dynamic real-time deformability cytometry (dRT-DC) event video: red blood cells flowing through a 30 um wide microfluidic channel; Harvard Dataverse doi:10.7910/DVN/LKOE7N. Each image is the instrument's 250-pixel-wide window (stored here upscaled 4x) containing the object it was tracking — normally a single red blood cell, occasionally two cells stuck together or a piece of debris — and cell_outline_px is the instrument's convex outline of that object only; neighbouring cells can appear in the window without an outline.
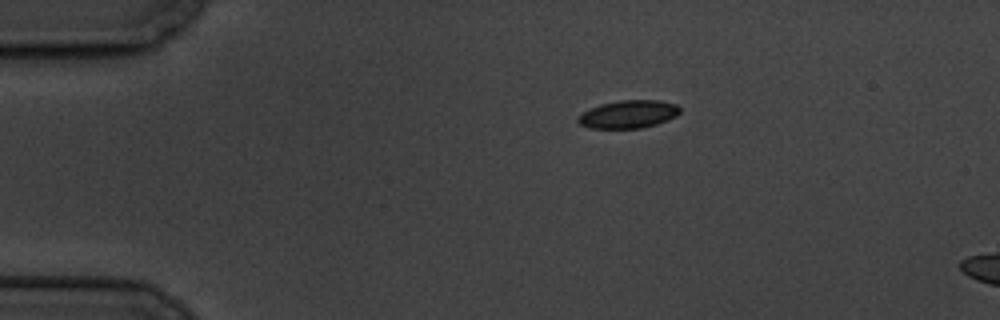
{"species": "common noctule bat (a hibernating species)", "species_latin": "Nyctalus noctula", "temperature_condition": "cold", "stored_images_in_passage": 5, "camera_frame_rate_fps": 3000, "um_per_image_px": 0.085, "animal": {"sex": "male", "body_mass_g": 19.5, "forearm_length_mm": 54.6}, "frame": {"image": 1, "passage_image": 1, "time_ms": 0.0, "image_size_px": [1000, 320], "cell_outline_px": [[680, 112], [676, 116], [668, 120], [656, 124], [640, 128], [588, 128], [580, 124], [576, 120], [576, 116], [600, 104], [620, 100], [660, 100], [676, 104], [680, 108]], "centroid_in_image_um": [53.41, 9.71], "position_along_channel_um": 31.6, "area_um2": 16.59}}
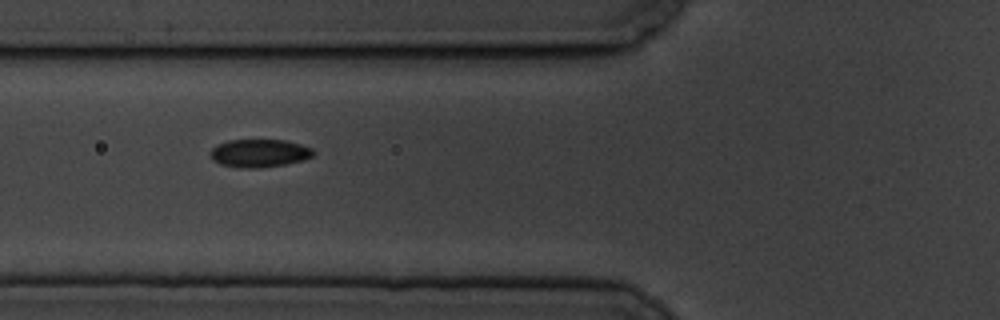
{"frame": {"image": 2, "passage_image": 4, "time_ms": 3.667, "image_size_px": [1000, 320], "cell_outline_px": [[316, 152], [312, 156], [304, 160], [284, 164], [260, 168], [240, 168], [220, 164], [212, 160], [208, 152], [216, 144], [228, 140], [284, 140], [300, 144], [312, 148]], "centroid_in_image_um": [22.01, 13.02], "position_along_channel_um": 103.8, "area_um2": 16.99}}
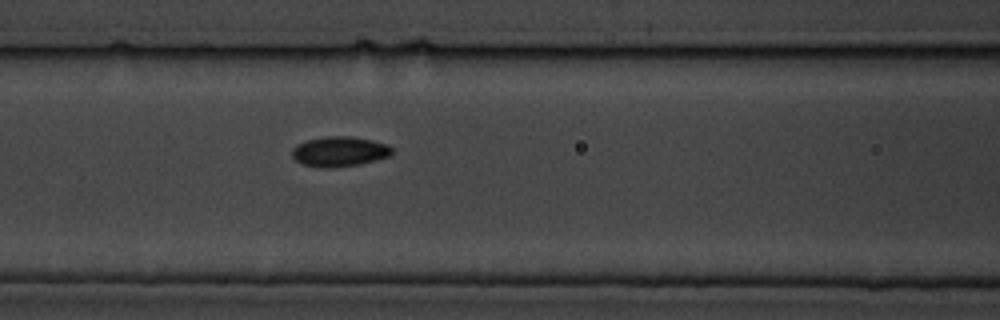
{"frame": {"image": 3, "passage_image": 5, "time_ms": 4.667, "image_size_px": [1000, 320], "cell_outline_px": [[392, 152], [388, 156], [376, 160], [360, 164], [328, 168], [320, 168], [304, 164], [296, 160], [292, 156], [292, 148], [296, 144], [308, 140], [324, 136], [348, 136], [372, 140], [388, 144], [392, 148]], "centroid_in_image_um": [28.84, 12.87], "position_along_channel_um": 137.8, "area_um2": 17.46}}